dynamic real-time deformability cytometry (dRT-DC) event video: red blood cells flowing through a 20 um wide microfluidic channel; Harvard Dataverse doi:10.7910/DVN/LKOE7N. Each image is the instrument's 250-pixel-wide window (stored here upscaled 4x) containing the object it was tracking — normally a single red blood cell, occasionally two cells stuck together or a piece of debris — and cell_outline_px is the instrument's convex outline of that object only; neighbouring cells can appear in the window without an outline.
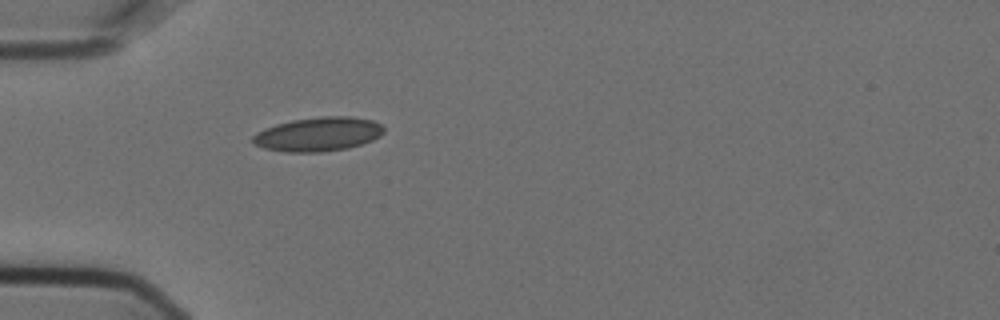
{"species": "Egyptian fruit bat (a non-hibernating species)", "species_latin": "Rousettus aegyptiacus", "temperature_condition": "cold", "stored_images_in_passage": 2, "camera_frame_rate_fps": 3000, "um_per_image_px": 0.085, "animal": {"sex": "female"}, "frame": {"image": 1, "passage_image": 2, "time_ms": 0.333, "image_size_px": [1000, 320], "cell_outline_px": [[384, 132], [380, 136], [372, 140], [348, 148], [320, 152], [284, 152], [264, 148], [252, 144], [252, 136], [256, 132], [264, 128], [276, 124], [292, 120], [320, 116], [352, 116], [372, 120], [380, 124], [384, 128]], "centroid_in_image_um": [27.02, 11.4], "position_along_channel_um": 58.0, "area_um2": 26.18}}